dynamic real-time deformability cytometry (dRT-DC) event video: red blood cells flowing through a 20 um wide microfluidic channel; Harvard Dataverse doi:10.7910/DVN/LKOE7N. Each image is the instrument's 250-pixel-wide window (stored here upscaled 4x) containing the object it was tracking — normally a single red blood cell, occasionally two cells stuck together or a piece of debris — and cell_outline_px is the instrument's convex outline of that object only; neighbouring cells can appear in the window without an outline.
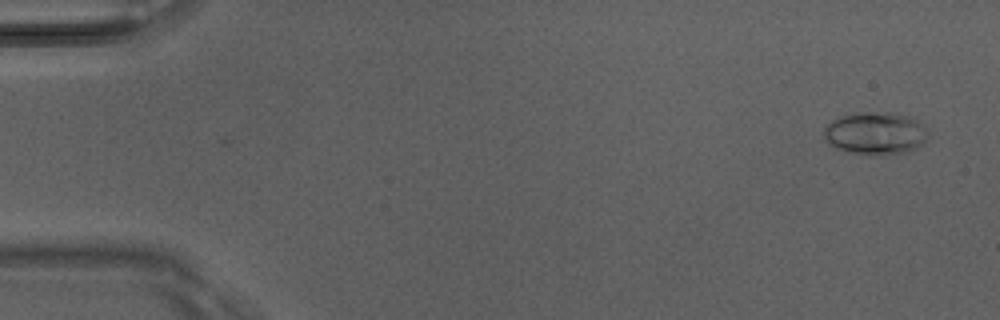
{"species": "Egyptian fruit bat (a non-hibernating species)", "species_latin": "Rousettus aegyptiacus", "temperature_condition": "room temperature", "stored_images_in_passage": 2, "camera_frame_rate_fps": 3000, "um_per_image_px": 0.085, "animal": {"sex": "male"}, "frame": {"image": 1, "passage_image": 2, "time_ms": 0.333, "image_size_px": [1000, 320], "cell_outline_px": [[928, 136], [924, 144], [912, 152], [880, 156], [868, 156], [848, 152], [836, 148], [828, 144], [824, 140], [824, 128], [832, 120], [844, 116], [860, 112], [896, 112], [912, 116], [924, 124], [928, 128]], "centroid_in_image_um": [74.49, 11.35], "position_along_channel_um": 10.5, "area_um2": 26.88}}